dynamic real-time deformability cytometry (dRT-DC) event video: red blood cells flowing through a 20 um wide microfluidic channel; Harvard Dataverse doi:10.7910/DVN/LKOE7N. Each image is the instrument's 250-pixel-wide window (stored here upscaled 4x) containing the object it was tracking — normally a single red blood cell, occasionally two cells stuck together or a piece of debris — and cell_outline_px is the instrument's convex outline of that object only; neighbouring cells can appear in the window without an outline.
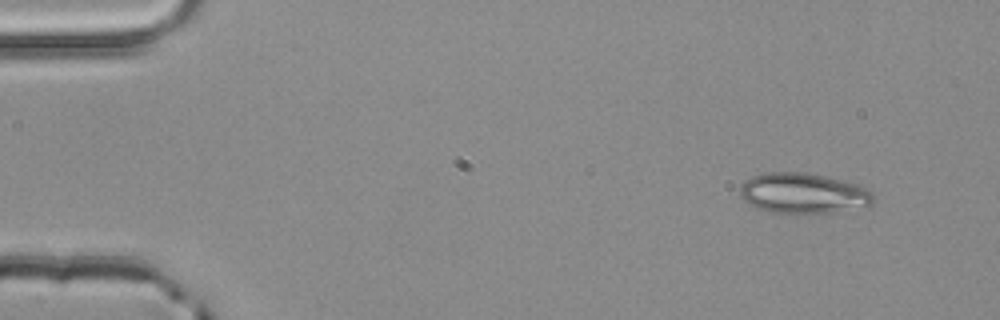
{"species": "common noctule bat (a hibernating species)", "species_latin": "Nyctalus noctula", "temperature_condition": "room temperature", "stored_images_in_passage": 3, "camera_frame_rate_fps": 3000, "um_per_image_px": 0.085, "animal": {"sex": "male", "body_mass_g": 20.4}, "frame": {"image": 1, "passage_image": 1, "time_ms": 0.0, "image_size_px": [1000, 320], "cell_outline_px": [[872, 204], [832, 212], [768, 212], [756, 208], [748, 204], [740, 196], [740, 188], [744, 180], [752, 176], [768, 172], [804, 172], [824, 176], [856, 184], [868, 188], [872, 192]], "centroid_in_image_um": [68.21, 16.41], "position_along_channel_um": 16.8, "area_um2": 30.98}}